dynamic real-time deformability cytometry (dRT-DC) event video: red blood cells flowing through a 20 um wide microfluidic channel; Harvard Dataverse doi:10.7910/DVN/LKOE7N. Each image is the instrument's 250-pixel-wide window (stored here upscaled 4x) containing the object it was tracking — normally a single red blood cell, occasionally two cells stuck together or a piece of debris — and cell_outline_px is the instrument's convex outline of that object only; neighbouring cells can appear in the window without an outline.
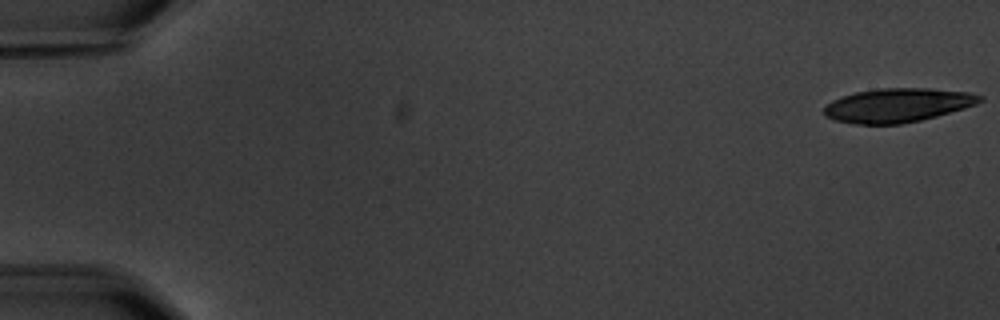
{"species": "common noctule bat (a hibernating species)", "species_latin": "Nyctalus noctula", "temperature_condition": "warm", "stored_images_in_passage": 6, "segment_of_instrument_passage": [1, 2], "camera_frame_rate_fps": 3000, "um_per_image_px": 0.085, "animal": {"sex": "male", "body_mass_g": 20.1, "forearm_length_mm": 53.5}, "frame": {"image": 1, "passage_image": 1, "time_ms": 0.0, "image_size_px": [1000, 320], "cell_outline_px": [[984, 100], [976, 104], [964, 108], [936, 116], [920, 120], [900, 124], [852, 124], [832, 120], [824, 116], [824, 108], [832, 100], [856, 92], [876, 88], [932, 88], [968, 92], [984, 96]], "centroid_in_image_um": [76.29, 8.94], "position_along_channel_um": 8.7, "area_um2": 30.92}}